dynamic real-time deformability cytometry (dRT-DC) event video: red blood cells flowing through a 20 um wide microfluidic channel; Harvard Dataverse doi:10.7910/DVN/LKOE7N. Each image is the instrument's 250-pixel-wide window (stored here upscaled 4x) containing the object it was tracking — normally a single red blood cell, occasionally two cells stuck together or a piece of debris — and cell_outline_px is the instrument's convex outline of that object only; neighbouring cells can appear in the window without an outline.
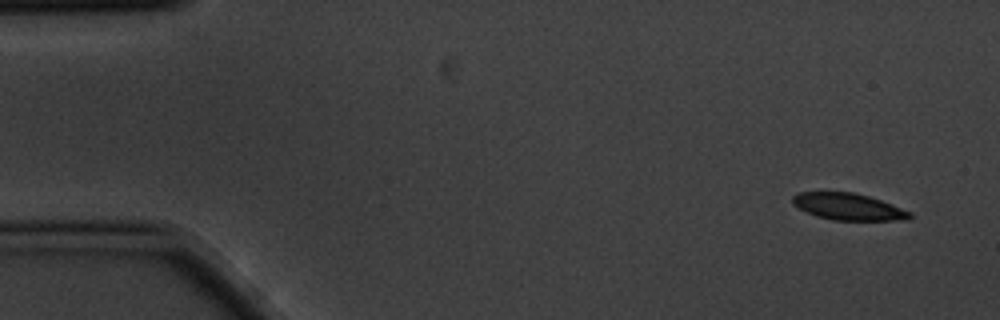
{"species": "common noctule bat (a hibernating species)", "species_latin": "Nyctalus noctula", "temperature_condition": "cold", "stored_images_in_passage": 5, "camera_frame_rate_fps": 3000, "um_per_image_px": 0.085, "animal": {"sex": "male", "body_mass_g": 20.1, "forearm_length_mm": 53.5}, "frame": {"image": 1, "passage_image": 1, "time_ms": 0.0, "image_size_px": [1000, 320], "cell_outline_px": [[912, 216], [908, 220], [832, 220], [816, 216], [792, 204], [792, 196], [800, 192], [852, 192], [868, 196], [892, 204], [912, 212]], "centroid_in_image_um": [72.12, 17.57], "position_along_channel_um": 12.9, "area_um2": 18.21}}
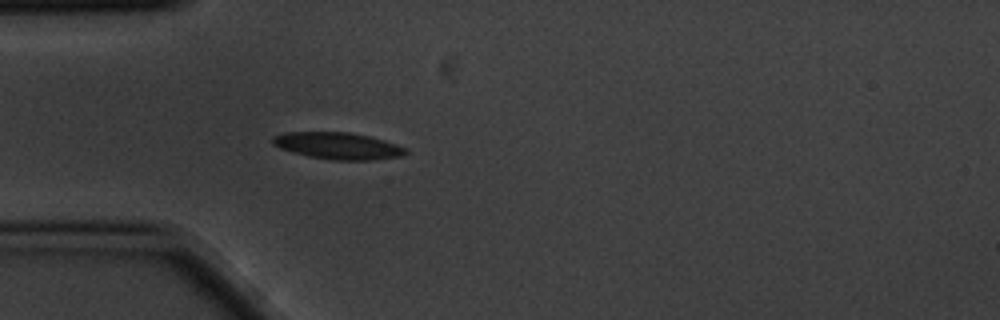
{"frame": {"image": 2, "passage_image": 5, "time_ms": 1.333, "image_size_px": [1000, 320], "cell_outline_px": [[408, 152], [404, 156], [372, 160], [332, 160], [308, 156], [292, 152], [280, 148], [272, 144], [272, 136], [284, 132], [348, 132], [368, 136], [384, 140], [396, 144], [404, 148]], "centroid_in_image_um": [28.7, 12.39], "position_along_channel_um": 56.3, "area_um2": 20.81}}